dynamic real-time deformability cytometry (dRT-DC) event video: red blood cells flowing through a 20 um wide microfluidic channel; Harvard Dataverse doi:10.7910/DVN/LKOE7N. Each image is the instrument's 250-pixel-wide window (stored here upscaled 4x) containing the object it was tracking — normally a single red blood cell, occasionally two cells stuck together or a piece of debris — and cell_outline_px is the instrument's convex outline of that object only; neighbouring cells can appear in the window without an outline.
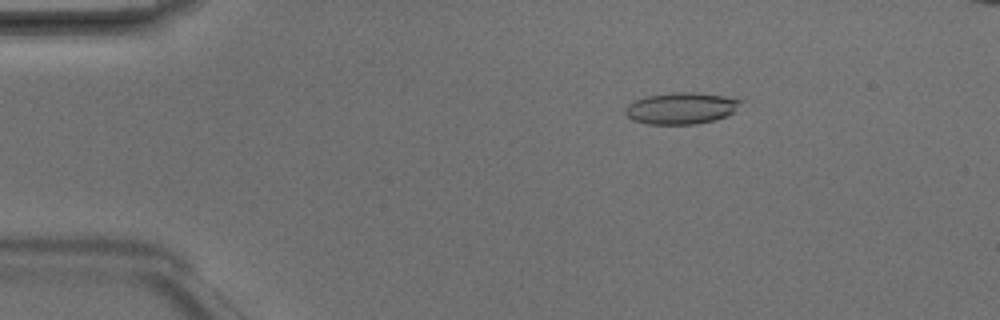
{"species": "Egyptian fruit bat (a non-hibernating species)", "species_latin": "Rousettus aegyptiacus", "temperature_condition": "room temperature", "stored_images_in_passage": 6, "camera_frame_rate_fps": 3000, "um_per_image_px": 0.085, "animal": {"sex": "male"}, "frame": {"image": 1, "passage_image": 2, "time_ms": 0.333, "image_size_px": [1000, 320], "cell_outline_px": [[744, 100], [728, 116], [696, 124], [648, 124], [632, 120], [624, 112], [624, 108], [628, 104], [644, 96], [672, 92], [696, 92], [724, 96]], "centroid_in_image_um": [57.87, 9.19], "position_along_channel_um": 27.1, "area_um2": 21.27}}